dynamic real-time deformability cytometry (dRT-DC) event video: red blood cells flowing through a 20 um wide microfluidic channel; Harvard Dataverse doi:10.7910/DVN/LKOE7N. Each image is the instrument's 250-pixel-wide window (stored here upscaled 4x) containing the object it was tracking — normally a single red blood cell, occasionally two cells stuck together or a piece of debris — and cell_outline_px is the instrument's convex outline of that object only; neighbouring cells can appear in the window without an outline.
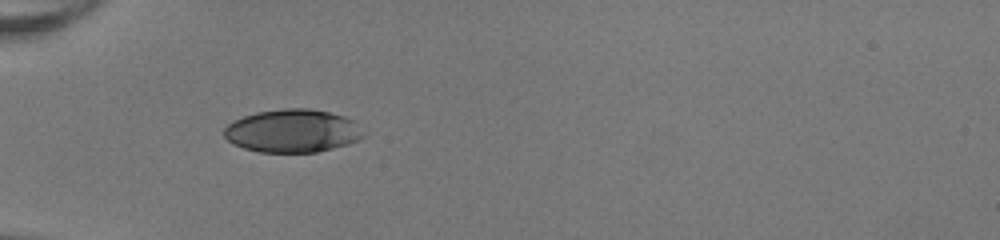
{"species": "human", "species_latin": "Homo sapiens", "temperature_condition": "room temperature", "stored_images_in_passage": 34, "camera_frame_rate_fps": 3000, "um_per_image_px": 0.085, "donor": {"sex": "female"}, "frame": {"image": 1, "passage_image": 1, "time_ms": 0.0, "image_size_px": [1000, 240], "cell_outline_px": [[364, 136], [348, 144], [316, 152], [260, 152], [244, 148], [228, 140], [224, 136], [224, 128], [232, 120], [256, 112], [284, 108], [308, 108], [328, 112], [344, 116], [352, 120]], "centroid_in_image_um": [24.82, 11.12], "position_along_channel_um": 60.2, "area_um2": 34.62}}
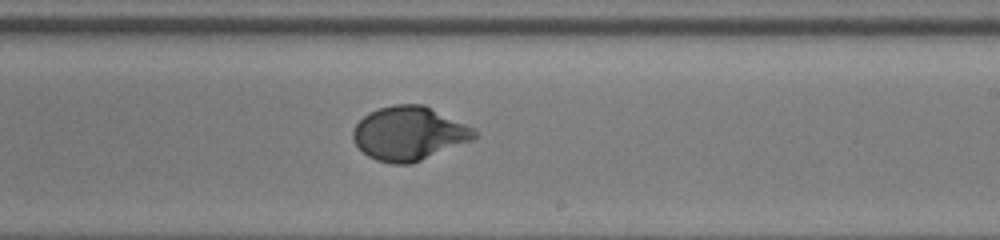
{"frame": {"image": 2, "passage_image": 16, "time_ms": 5.0, "image_size_px": [1000, 240], "cell_outline_px": [[480, 136], [472, 140], [412, 164], [392, 164], [376, 160], [368, 156], [352, 140], [352, 132], [356, 124], [368, 112], [392, 104], [424, 104], [472, 128]], "centroid_in_image_um": [34.75, 11.35], "position_along_channel_um": 254.3, "area_um2": 37.97}}
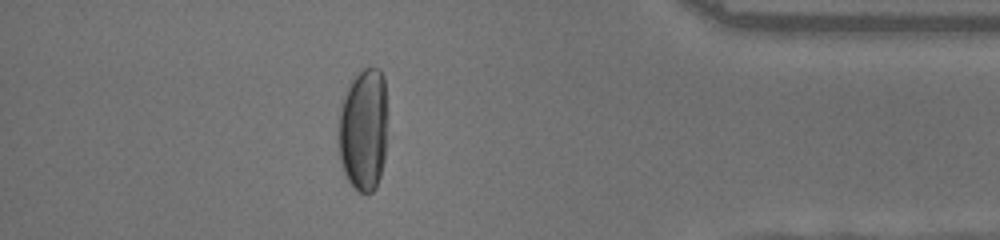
{"frame": {"image": 3, "passage_image": 29, "time_ms": 9.333, "image_size_px": [1000, 240], "cell_outline_px": [[384, 160], [380, 176], [376, 188], [368, 196], [360, 192], [344, 176], [340, 160], [336, 140], [336, 132], [340, 108], [348, 84], [352, 76], [364, 68], [380, 68], [384, 76]], "centroid_in_image_um": [30.82, 11.04], "position_along_channel_um": 404.4, "area_um2": 35.37}, "authors_computed_cell_mechanics": {"area_um2": 37.3099, "velocity_mm_per_s": 4.092, "shape_relaxation_time_tau1_ms": 3.8076, "shape_relaxation_time_tau2_ms": null, "deformation_change_tau1": 0.2029, "deformation_change_tau2": null}}